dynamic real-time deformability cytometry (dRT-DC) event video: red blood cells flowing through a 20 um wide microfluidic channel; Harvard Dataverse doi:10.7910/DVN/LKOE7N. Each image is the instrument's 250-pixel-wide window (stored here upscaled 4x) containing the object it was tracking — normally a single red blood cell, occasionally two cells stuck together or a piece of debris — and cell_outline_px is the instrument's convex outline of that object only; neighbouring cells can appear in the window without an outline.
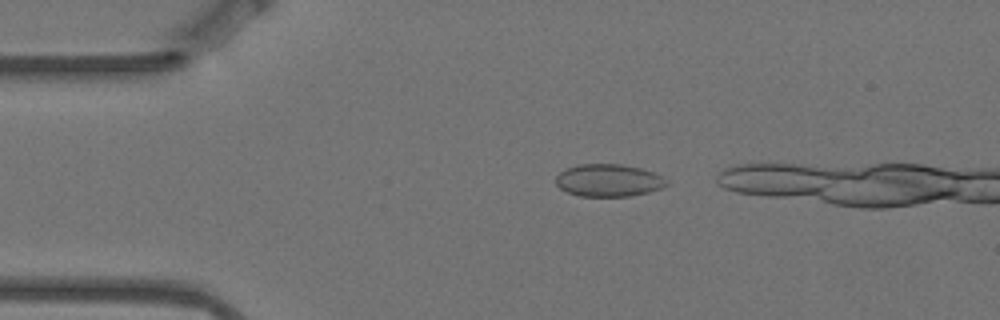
{"species": "Egyptian fruit bat (a non-hibernating species)", "species_latin": "Rousettus aegyptiacus", "temperature_condition": "warm", "stored_images_in_passage": 4, "camera_frame_rate_fps": 3000, "um_per_image_px": 0.085, "animal": {"sex": "female"}, "frame": {"image": 1, "passage_image": 1, "time_ms": 0.0, "image_size_px": [1000, 320], "cell_outline_px": [[668, 184], [660, 188], [648, 192], [632, 196], [580, 196], [568, 192], [560, 188], [556, 184], [556, 176], [564, 168], [576, 164], [620, 164], [640, 168], [652, 172], [668, 180]], "centroid_in_image_um": [51.69, 15.32], "position_along_channel_um": 33.3, "area_um2": 20.92}}